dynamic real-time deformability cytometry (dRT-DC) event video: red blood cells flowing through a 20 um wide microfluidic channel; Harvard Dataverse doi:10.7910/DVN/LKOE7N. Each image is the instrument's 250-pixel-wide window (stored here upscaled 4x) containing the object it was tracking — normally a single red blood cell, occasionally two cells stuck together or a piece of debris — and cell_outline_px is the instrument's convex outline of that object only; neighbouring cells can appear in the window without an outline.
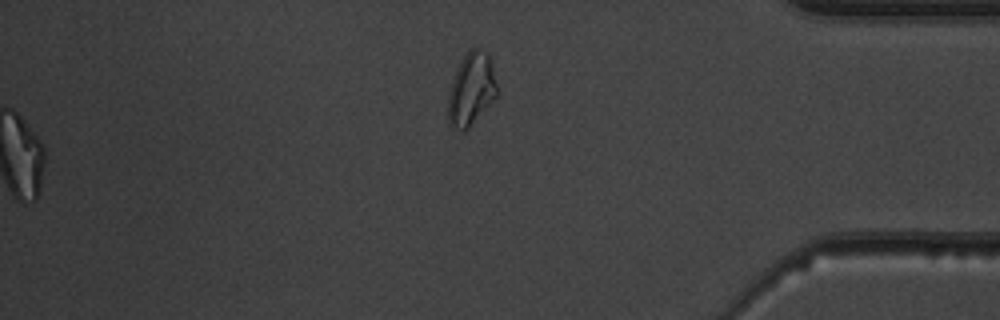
{"species": "common noctule bat (a hibernating species)", "species_latin": "Nyctalus noctula", "temperature_condition": "warm", "stored_images_in_passage": 53, "segment_of_instrument_passage": [2, 2], "camera_frame_rate_fps": 3000, "um_per_image_px": 0.085, "animal": {"sex": "male", "body_mass_g": 19.5, "forearm_length_mm": 54.6}, "frame": {"image": 1, "passage_image": 53, "time_ms": 17.333, "image_size_px": [1000, 320], "cell_outline_px": [[496, 96], [468, 128], [460, 132], [448, 124], [448, 96], [452, 80], [456, 68], [468, 48], [480, 48], [488, 52], [492, 64], [496, 84]], "centroid_in_image_um": [40.03, 7.55], "position_along_channel_um": 395.2, "area_um2": 20.69}}